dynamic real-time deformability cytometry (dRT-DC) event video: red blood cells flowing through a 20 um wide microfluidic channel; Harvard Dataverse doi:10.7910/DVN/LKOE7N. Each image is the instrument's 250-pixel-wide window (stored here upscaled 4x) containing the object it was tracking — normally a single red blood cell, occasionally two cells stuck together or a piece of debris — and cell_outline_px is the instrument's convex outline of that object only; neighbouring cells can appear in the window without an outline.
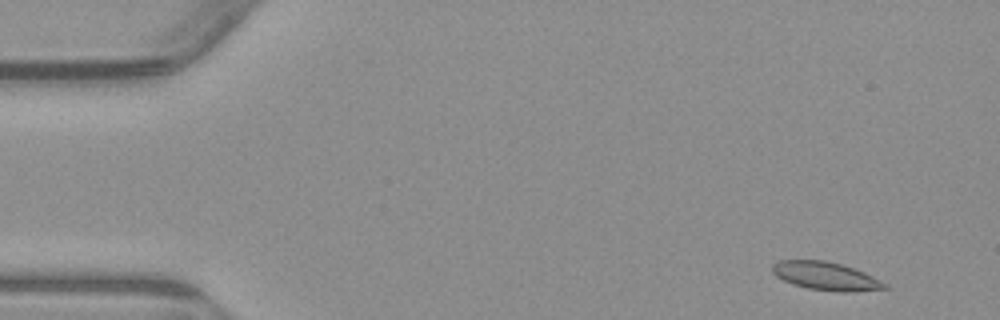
{"species": "common noctule bat (a hibernating species)", "species_latin": "Nyctalus noctula", "temperature_condition": "warm", "stored_images_in_passage": 4, "camera_frame_rate_fps": 3000, "um_per_image_px": 0.085, "animal": {"sex": "male", "body_mass_g": 23.1, "forearm_length_mm": 52.7}, "frame": {"image": 1, "passage_image": 1, "time_ms": 0.0, "image_size_px": [1000, 320], "cell_outline_px": [[888, 288], [852, 292], [836, 292], [808, 288], [792, 284], [776, 276], [772, 272], [772, 264], [780, 260], [824, 260], [840, 264], [864, 272], [888, 284]], "centroid_in_image_um": [70.19, 23.47], "position_along_channel_um": 14.8, "area_um2": 18.44}}
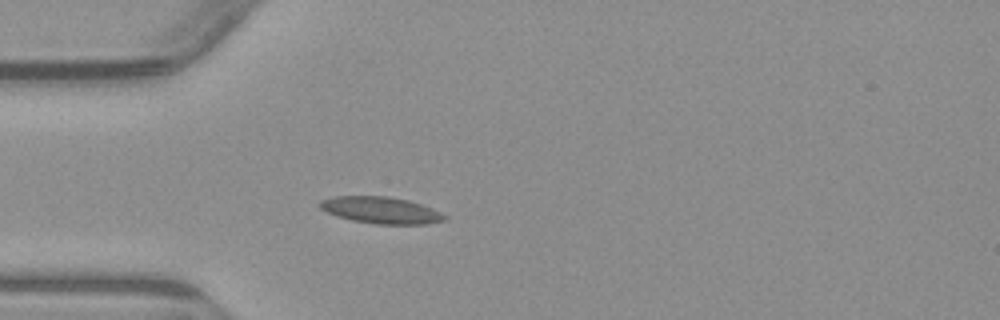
{"frame": {"image": 2, "passage_image": 4, "time_ms": 3.667, "image_size_px": [1000, 320], "cell_outline_px": [[448, 220], [428, 224], [376, 224], [352, 220], [336, 216], [320, 208], [320, 200], [332, 196], [388, 196], [408, 200], [432, 208], [448, 216]], "centroid_in_image_um": [32.41, 17.87], "position_along_channel_um": 52.6, "area_um2": 19.48}}